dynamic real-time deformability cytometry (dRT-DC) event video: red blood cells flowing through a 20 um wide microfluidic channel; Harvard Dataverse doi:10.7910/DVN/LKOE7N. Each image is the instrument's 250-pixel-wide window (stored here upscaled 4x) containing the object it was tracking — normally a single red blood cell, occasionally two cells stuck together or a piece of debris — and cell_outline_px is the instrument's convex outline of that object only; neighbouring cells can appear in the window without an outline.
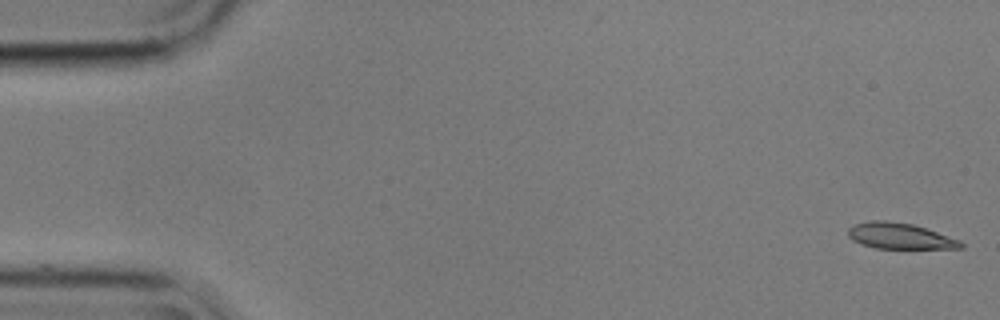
{"species": "common noctule bat (a hibernating species)", "species_latin": "Nyctalus noctula", "temperature_condition": "cold", "stored_images_in_passage": 11, "camera_frame_rate_fps": 3000, "um_per_image_px": 0.085, "animal": {"sex": "male", "body_mass_g": 17.9}, "frame": {"image": 1, "passage_image": 1, "time_ms": 0.0, "image_size_px": [1000, 320], "cell_outline_px": [[964, 248], [876, 248], [860, 244], [852, 240], [848, 236], [848, 228], [852, 224], [872, 220], [888, 220], [912, 224], [960, 240], [964, 244]], "centroid_in_image_um": [76.43, 20.05], "position_along_channel_um": 8.6, "area_um2": 16.99}}